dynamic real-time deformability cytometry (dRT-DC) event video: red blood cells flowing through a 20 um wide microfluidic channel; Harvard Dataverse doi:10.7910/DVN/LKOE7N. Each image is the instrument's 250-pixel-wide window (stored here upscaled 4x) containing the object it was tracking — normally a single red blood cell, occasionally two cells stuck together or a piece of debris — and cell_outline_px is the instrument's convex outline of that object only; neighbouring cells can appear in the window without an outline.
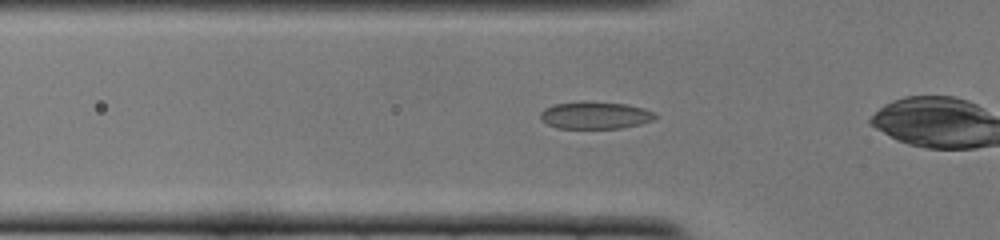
{"species": "common noctule bat (a hibernating species)", "species_latin": "Nyctalus noctula", "temperature_condition": "cold", "stored_images_in_passage": 28, "camera_frame_rate_fps": 3000, "um_per_image_px": 0.085, "animal": {"sex": "female", "body_mass_g": 22.0, "forearm_length_mm": 56.7}, "frame": {"image": 1, "passage_image": 4, "time_ms": 1.0, "image_size_px": [1000, 240], "cell_outline_px": [[656, 120], [640, 124], [620, 128], [556, 128], [540, 120], [540, 112], [544, 108], [552, 104], [580, 100], [584, 100], [624, 104], [644, 108], [656, 112]], "centroid_in_image_um": [50.57, 9.78], "position_along_channel_um": 75.2, "area_um2": 18.67}}
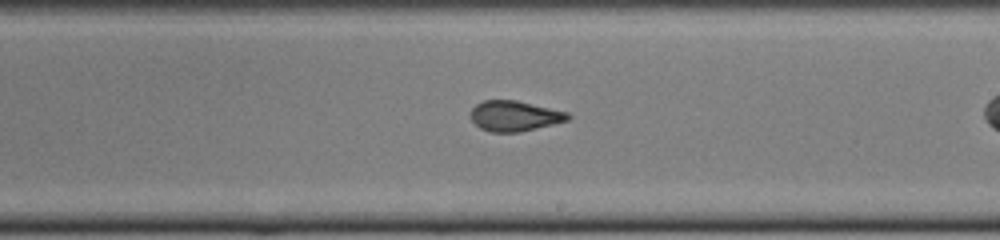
{"frame": {"image": 2, "passage_image": 17, "time_ms": 5.333, "image_size_px": [1000, 240], "cell_outline_px": [[572, 116], [568, 120], [520, 132], [492, 132], [480, 128], [472, 120], [472, 108], [476, 104], [484, 100], [516, 100], [568, 112]], "centroid_in_image_um": [43.75, 9.85], "position_along_channel_um": 245.3, "area_um2": 17.05}}
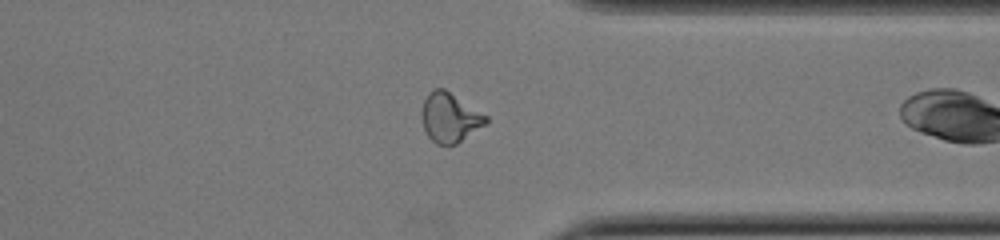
{"frame": {"image": 3, "passage_image": 27, "time_ms": 8.667, "image_size_px": [1000, 240], "cell_outline_px": [[488, 120], [484, 124], [456, 144], [436, 144], [428, 136], [424, 128], [420, 116], [420, 112], [424, 100], [428, 92], [432, 88], [444, 88], [488, 116]], "centroid_in_image_um": [38.18, 9.96], "position_along_channel_um": 373.2, "area_um2": 18.38}}